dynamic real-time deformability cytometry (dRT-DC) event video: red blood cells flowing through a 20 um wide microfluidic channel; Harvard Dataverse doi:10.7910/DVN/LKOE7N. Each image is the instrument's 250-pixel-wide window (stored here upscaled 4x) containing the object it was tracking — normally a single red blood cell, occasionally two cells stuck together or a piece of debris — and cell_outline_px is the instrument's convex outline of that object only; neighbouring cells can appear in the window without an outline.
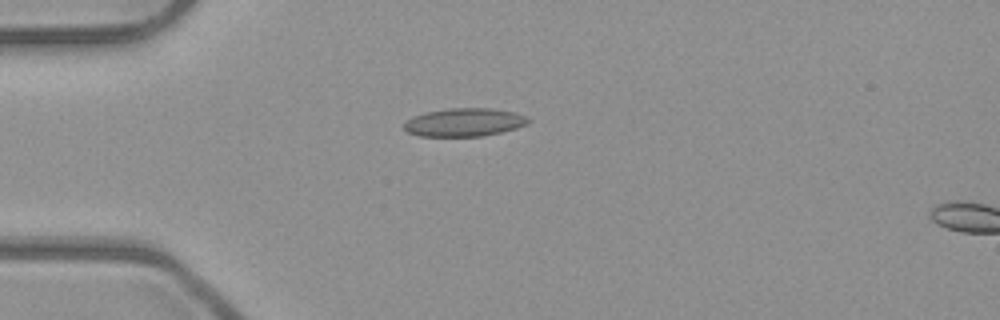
{"species": "common noctule bat (a hibernating species)", "species_latin": "Nyctalus noctula", "temperature_condition": "room temperature", "stored_images_in_passage": 4, "camera_frame_rate_fps": 3000, "um_per_image_px": 0.085, "animal": {"sex": "male", "body_mass_g": 23.1, "forearm_length_mm": 52.7}, "frame": {"image": 1, "passage_image": 1, "time_ms": 0.0, "image_size_px": [1000, 320], "cell_outline_px": [[528, 124], [516, 128], [484, 136], [420, 136], [408, 132], [404, 128], [404, 124], [412, 116], [424, 112], [448, 108], [492, 108], [512, 112], [524, 116], [528, 120]], "centroid_in_image_um": [39.43, 10.39], "position_along_channel_um": 45.6, "area_um2": 20.29}}